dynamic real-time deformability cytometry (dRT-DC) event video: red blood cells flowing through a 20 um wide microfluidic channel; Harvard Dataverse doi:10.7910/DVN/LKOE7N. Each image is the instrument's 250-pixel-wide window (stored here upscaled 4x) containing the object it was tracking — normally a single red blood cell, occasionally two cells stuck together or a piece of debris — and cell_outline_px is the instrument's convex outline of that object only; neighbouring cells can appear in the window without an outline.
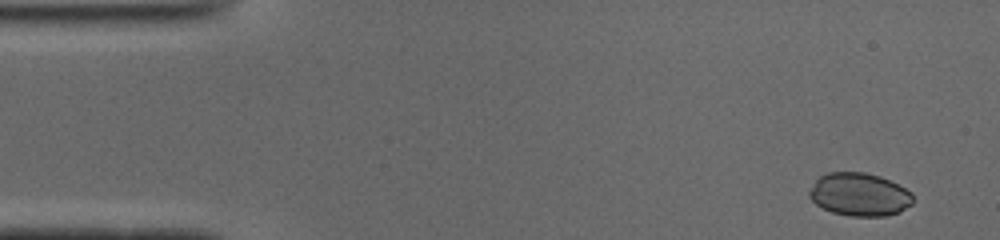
{"species": "common noctule bat (a hibernating species)", "species_latin": "Nyctalus noctula", "temperature_condition": "cold", "stored_images_in_passage": 47, "camera_frame_rate_fps": 3000, "um_per_image_px": 0.085, "animal": {"sex": "male", "body_mass_g": 19.0, "forearm_length_mm": 50.8}, "frame": {"image": 1, "passage_image": 3, "time_ms": 0.667, "image_size_px": [1000, 240], "cell_outline_px": [[912, 204], [900, 212], [884, 216], [852, 216], [832, 212], [816, 204], [808, 196], [808, 192], [816, 180], [820, 176], [828, 172], [864, 172], [880, 176], [912, 192]], "centroid_in_image_um": [73.04, 16.53], "position_along_channel_um": 12.0, "area_um2": 25.89}}
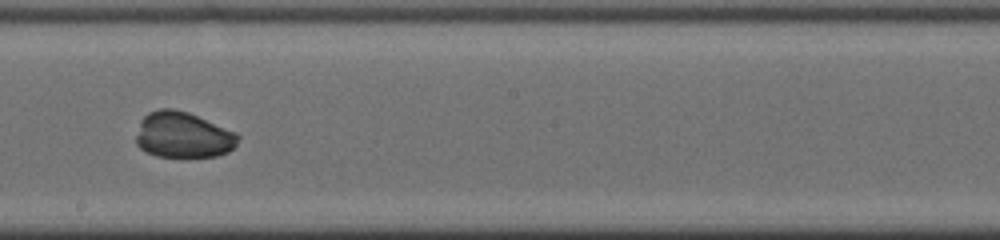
{"frame": {"image": 2, "passage_image": 28, "time_ms": 9.0, "image_size_px": [1000, 240], "cell_outline_px": [[240, 136], [236, 144], [228, 152], [216, 156], [156, 156], [140, 148], [136, 144], [136, 136], [140, 120], [148, 112], [160, 108], [172, 108], [188, 112], [236, 132]], "centroid_in_image_um": [15.54, 11.46], "position_along_channel_um": 232.7, "area_um2": 27.17}}
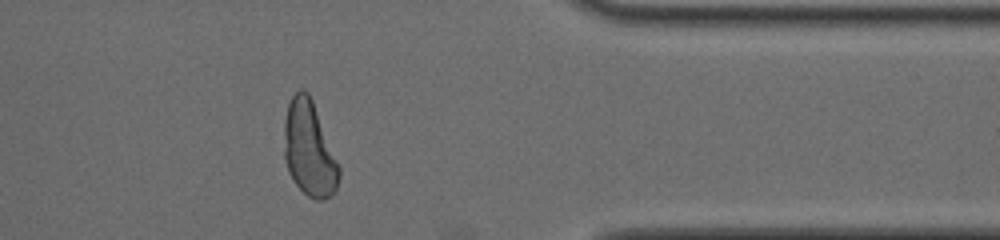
{"frame": {"image": 3, "passage_image": 41, "time_ms": 13.333, "image_size_px": [1000, 240], "cell_outline_px": [[340, 176], [336, 188], [324, 200], [316, 200], [308, 196], [292, 180], [288, 172], [284, 160], [284, 120], [288, 104], [292, 96], [300, 88], [304, 88], [308, 92], [312, 100], [340, 168]], "centroid_in_image_um": [26.25, 12.66], "position_along_channel_um": 385.1, "area_um2": 30.23}, "authors_computed_cell_mechanics": {"area_um2": 27.8018, "velocity_mm_per_s": 3.9321, "shape_relaxation_time_tau1_ms": 3.1723, "shape_relaxation_time_tau2_ms": 3.561, "deformation_change_tau1": 0.139, "deformation_change_tau2": 0.0647}}